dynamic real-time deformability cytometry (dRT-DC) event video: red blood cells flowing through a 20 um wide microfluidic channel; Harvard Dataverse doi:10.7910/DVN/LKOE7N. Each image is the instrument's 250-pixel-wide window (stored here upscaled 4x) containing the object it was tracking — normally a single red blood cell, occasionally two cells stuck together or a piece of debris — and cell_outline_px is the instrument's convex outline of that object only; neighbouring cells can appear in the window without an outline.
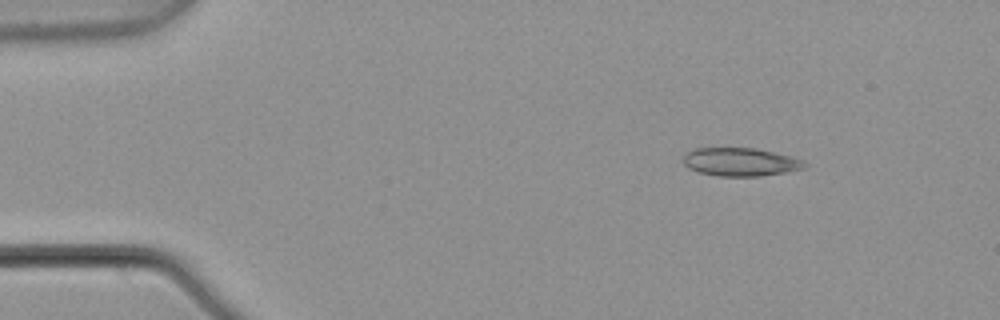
{"species": "common noctule bat (a hibernating species)", "species_latin": "Nyctalus noctula", "temperature_condition": "warm", "stored_images_in_passage": 5, "camera_frame_rate_fps": 3000, "um_per_image_px": 0.085, "animal": {"sex": "male", "body_mass_g": 21.5, "forearm_length_mm": 52.0}, "frame": {"image": 1, "passage_image": 1, "time_ms": 0.0, "image_size_px": [1000, 320], "cell_outline_px": [[808, 164], [804, 168], [784, 172], [760, 176], [720, 176], [700, 172], [688, 168], [680, 160], [688, 152], [696, 148], [756, 148], [792, 156], [804, 160]], "centroid_in_image_um": [62.94, 13.76], "position_along_channel_um": 22.1, "area_um2": 20.0}}
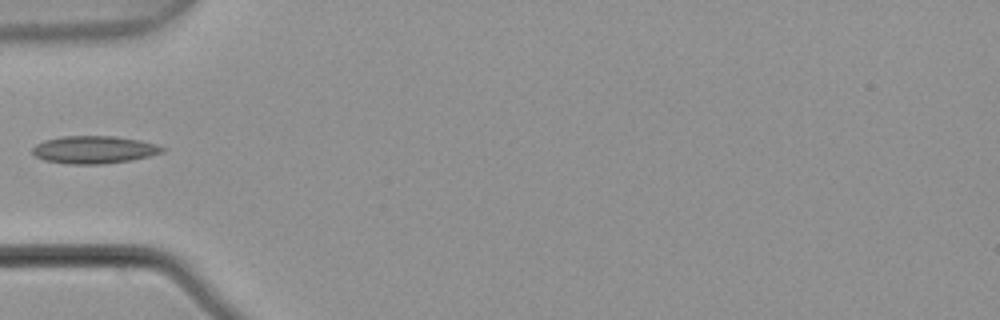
{"frame": {"image": 2, "passage_image": 4, "time_ms": 1.0, "image_size_px": [1000, 320], "cell_outline_px": [[168, 148], [164, 152], [132, 160], [104, 164], [68, 164], [44, 160], [36, 156], [32, 152], [32, 148], [36, 144], [44, 140], [60, 136], [116, 136], [140, 140], [156, 144]], "centroid_in_image_um": [8.02, 12.72], "position_along_channel_um": 77.0, "area_um2": 21.1}}
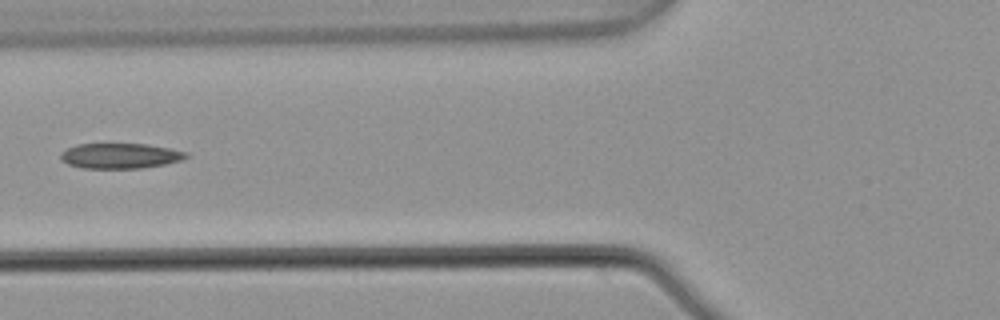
{"frame": {"image": 3, "passage_image": 5, "time_ms": 1.333, "image_size_px": [1000, 320], "cell_outline_px": [[188, 156], [180, 160], [164, 164], [140, 168], [84, 168], [68, 164], [60, 156], [60, 152], [76, 144], [148, 144], [188, 152]], "centroid_in_image_um": [10.21, 13.24], "position_along_channel_um": 115.6, "area_um2": 18.26}}